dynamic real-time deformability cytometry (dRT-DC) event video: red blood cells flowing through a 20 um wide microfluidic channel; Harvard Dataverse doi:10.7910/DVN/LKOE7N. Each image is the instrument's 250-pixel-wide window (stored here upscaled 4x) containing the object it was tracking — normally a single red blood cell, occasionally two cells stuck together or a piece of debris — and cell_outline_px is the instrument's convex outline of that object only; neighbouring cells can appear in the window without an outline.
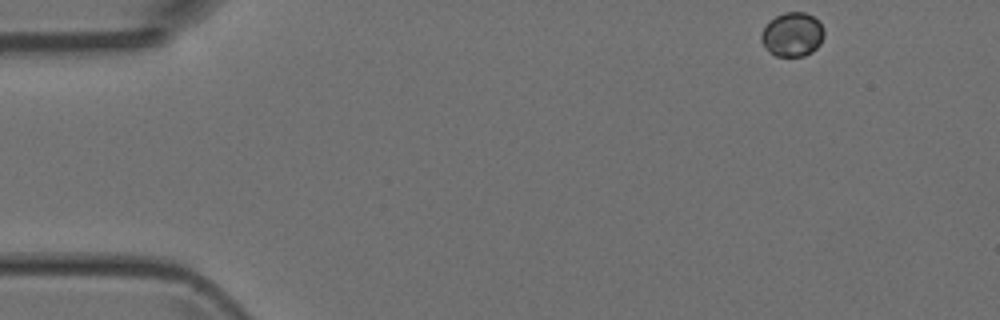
{"species": "Egyptian fruit bat (a non-hibernating species)", "species_latin": "Rousettus aegyptiacus", "temperature_condition": "room temperature", "stored_images_in_passage": 47, "camera_frame_rate_fps": 3000, "um_per_image_px": 0.085, "animal": {"sex": "female"}, "frame": {"image": 1, "passage_image": 1, "time_ms": 0.0, "image_size_px": [1000, 320], "cell_outline_px": [[824, 36], [820, 44], [812, 52], [804, 56], [776, 56], [768, 52], [760, 40], [760, 36], [764, 28], [776, 16], [784, 12], [804, 12], [812, 16], [824, 28]], "centroid_in_image_um": [67.35, 2.95], "position_along_channel_um": 17.7, "area_um2": 16.07}}
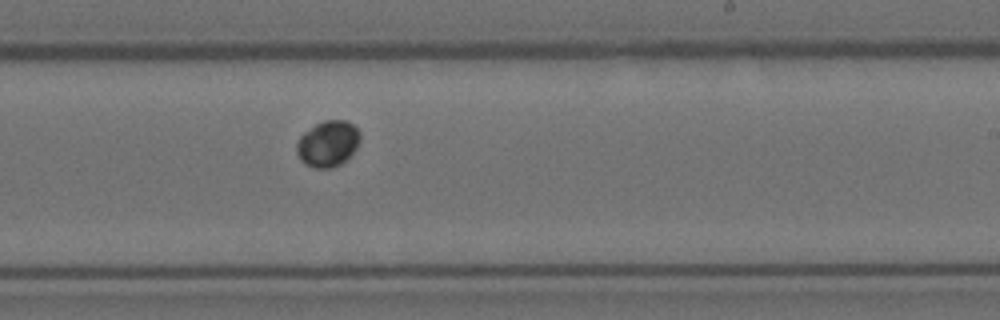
{"frame": {"image": 2, "passage_image": 27, "time_ms": 8.667, "image_size_px": [1000, 320], "cell_outline_px": [[360, 140], [356, 148], [340, 164], [332, 168], [316, 168], [304, 164], [300, 160], [296, 152], [296, 144], [300, 136], [304, 132], [316, 124], [324, 120], [348, 120], [360, 132]], "centroid_in_image_um": [27.85, 12.21], "position_along_channel_um": 261.2, "area_um2": 16.99}}
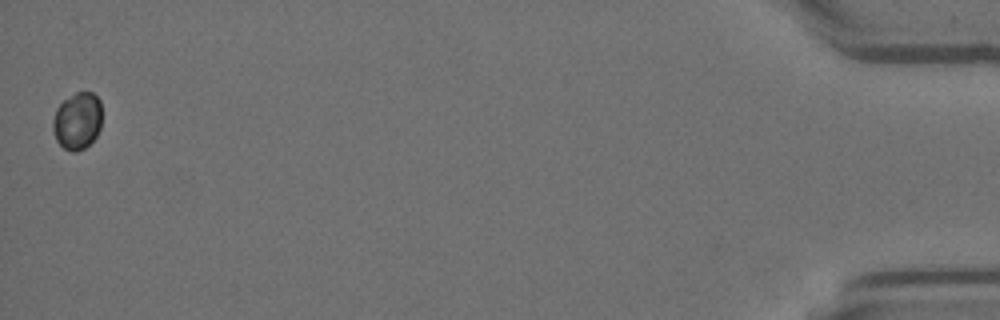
{"frame": {"image": 3, "passage_image": 47, "time_ms": 15.333, "image_size_px": [1000, 320], "cell_outline_px": [[100, 128], [96, 136], [84, 148], [76, 152], [72, 152], [64, 148], [56, 140], [52, 128], [52, 120], [56, 108], [64, 100], [76, 92], [92, 92], [100, 100]], "centroid_in_image_um": [6.55, 10.28], "position_along_channel_um": 428.7, "area_um2": 16.24}}